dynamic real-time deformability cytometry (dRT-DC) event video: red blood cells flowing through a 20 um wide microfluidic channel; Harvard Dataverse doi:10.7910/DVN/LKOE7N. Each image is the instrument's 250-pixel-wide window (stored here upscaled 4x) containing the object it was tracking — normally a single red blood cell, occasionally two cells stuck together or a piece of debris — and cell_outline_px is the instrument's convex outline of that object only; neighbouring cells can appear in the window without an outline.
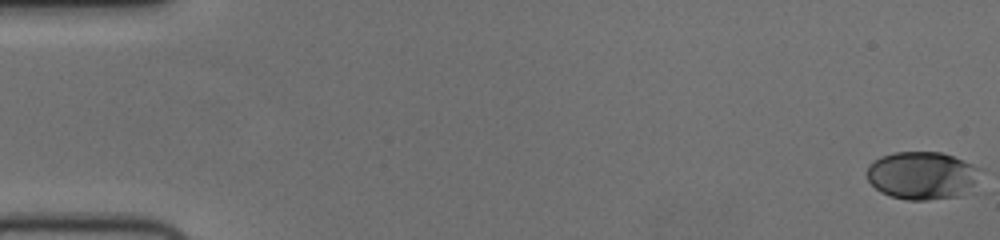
{"species": "human", "species_latin": "Homo sapiens", "temperature_condition": "cold", "stored_images_in_passage": 57, "camera_frame_rate_fps": 3000, "um_per_image_px": 0.085, "donor": {"sex": "female"}, "frame": {"image": 1, "passage_image": 1, "time_ms": 0.0, "image_size_px": [1000, 240], "cell_outline_px": [[984, 168], [976, 192], [960, 196], [928, 200], [908, 200], [892, 196], [880, 192], [868, 180], [868, 164], [872, 160], [880, 156], [896, 152], [940, 152], [952, 156]], "centroid_in_image_um": [78.51, 14.93], "position_along_channel_um": 6.5, "area_um2": 32.6}}
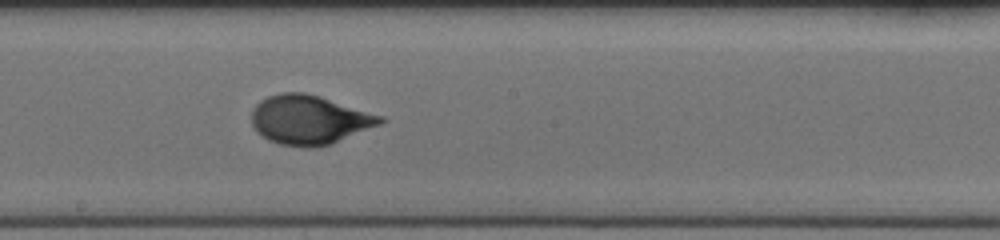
{"frame": {"image": 2, "passage_image": 32, "time_ms": 10.333, "image_size_px": [1000, 240], "cell_outline_px": [[388, 120], [380, 124], [328, 144], [312, 148], [308, 148], [280, 144], [268, 140], [256, 132], [252, 124], [252, 108], [260, 100], [268, 96], [280, 92], [304, 92], [320, 96], [384, 116]], "centroid_in_image_um": [26.27, 10.16], "position_along_channel_um": 221.9, "area_um2": 36.82}}
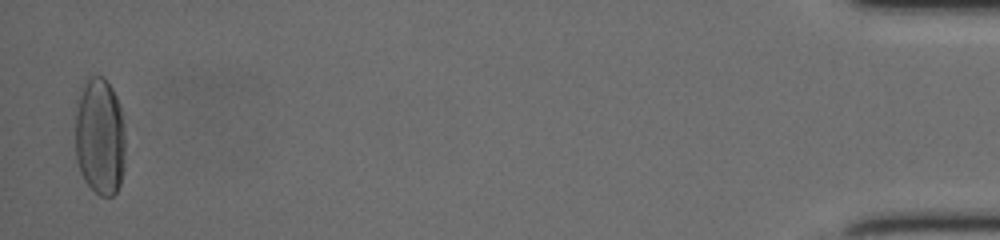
{"frame": {"image": 3, "passage_image": 56, "time_ms": 18.333, "image_size_px": [1000, 240], "cell_outline_px": [[124, 168], [120, 184], [116, 192], [112, 196], [100, 196], [84, 180], [80, 172], [76, 160], [76, 100], [80, 88], [84, 80], [88, 76], [104, 76], [112, 88], [120, 104], [124, 124]], "centroid_in_image_um": [8.48, 11.56], "position_along_channel_um": 426.7, "area_um2": 34.97}, "authors_computed_cell_mechanics": {"area_um2": 34.2176, "velocity_mm_per_s": 3.7136, "shape_relaxation_time_tau1_ms": 4.9392, "shape_relaxation_time_tau2_ms": null, "deformation_change_tau1": 0.2056, "deformation_change_tau2": null}}